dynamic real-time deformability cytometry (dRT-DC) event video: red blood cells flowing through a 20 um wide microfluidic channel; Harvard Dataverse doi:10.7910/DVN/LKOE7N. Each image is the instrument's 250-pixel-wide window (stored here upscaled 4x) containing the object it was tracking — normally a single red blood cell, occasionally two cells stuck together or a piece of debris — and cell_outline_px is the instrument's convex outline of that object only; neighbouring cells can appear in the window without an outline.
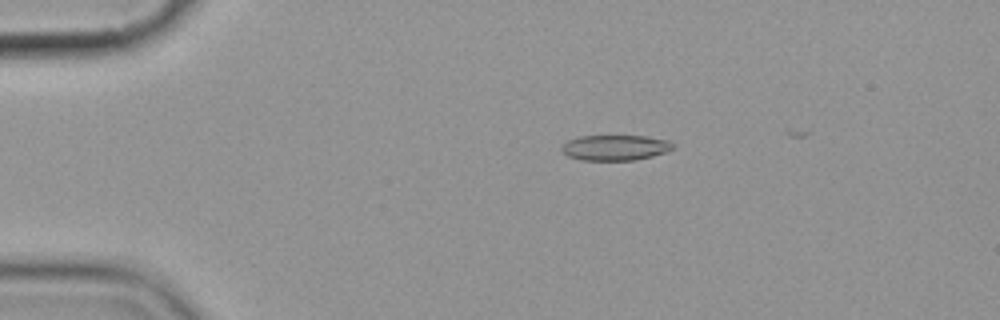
{"species": "common noctule bat (a hibernating species)", "species_latin": "Nyctalus noctula", "temperature_condition": "cold", "stored_images_in_passage": 7, "camera_frame_rate_fps": 3000, "um_per_image_px": 0.085, "animal": {"sex": "female", "body_mass_g": 19.9}, "frame": {"image": 1, "passage_image": 4, "time_ms": 3.667, "image_size_px": [1000, 320], "cell_outline_px": [[672, 148], [664, 152], [652, 156], [632, 160], [580, 160], [568, 156], [560, 148], [568, 140], [580, 136], [644, 136], [668, 140], [672, 144]], "centroid_in_image_um": [52.25, 12.55], "position_along_channel_um": 32.8, "area_um2": 16.24}}
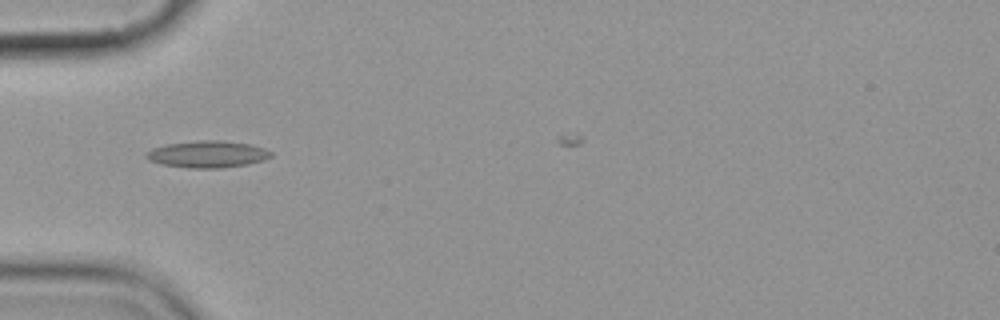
{"frame": {"image": 2, "passage_image": 6, "time_ms": 6.0, "image_size_px": [1000, 320], "cell_outline_px": [[272, 156], [264, 160], [248, 164], [220, 168], [188, 168], [160, 164], [148, 160], [144, 156], [144, 152], [152, 148], [164, 144], [200, 140], [220, 140], [252, 144], [264, 148], [272, 152]], "centroid_in_image_um": [17.6, 13.1], "position_along_channel_um": 67.4, "area_um2": 19.83}}
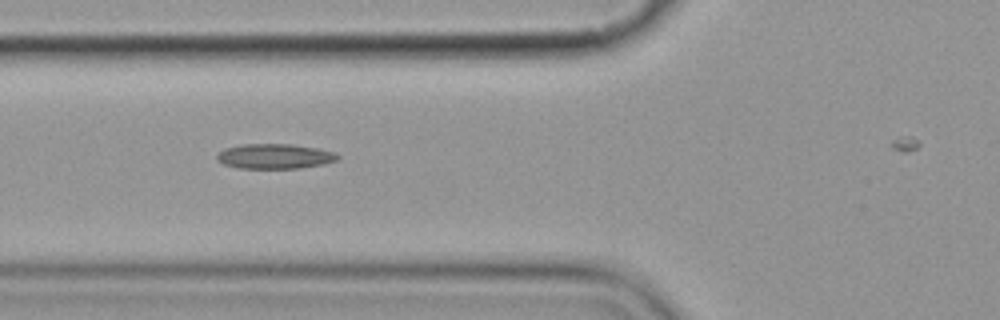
{"frame": {"image": 3, "passage_image": 7, "time_ms": 7.0, "image_size_px": [1000, 320], "cell_outline_px": [[340, 156], [336, 160], [324, 164], [300, 168], [240, 168], [224, 164], [216, 160], [216, 156], [224, 148], [240, 144], [292, 144], [316, 148], [336, 152]], "centroid_in_image_um": [23.35, 13.28], "position_along_channel_um": 102.5, "area_um2": 17.57}}